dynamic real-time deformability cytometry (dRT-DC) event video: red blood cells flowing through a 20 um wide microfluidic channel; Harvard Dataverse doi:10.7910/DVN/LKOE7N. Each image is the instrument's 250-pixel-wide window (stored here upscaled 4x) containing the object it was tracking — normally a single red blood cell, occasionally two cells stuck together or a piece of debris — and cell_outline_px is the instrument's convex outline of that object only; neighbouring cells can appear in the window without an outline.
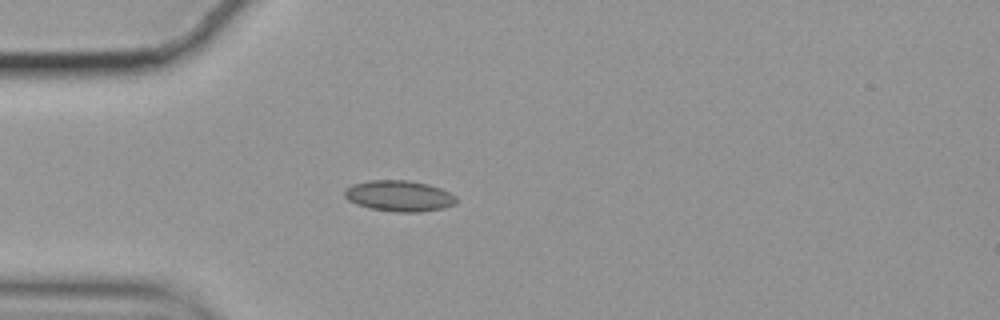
{"species": "common noctule bat (a hibernating species)", "species_latin": "Nyctalus noctula", "temperature_condition": "cold", "stored_images_in_passage": 43, "camera_frame_rate_fps": 3000, "um_per_image_px": 0.085, "animal": {"sex": "female", "body_mass_g": 19.9}, "frame": {"image": 1, "passage_image": 10, "time_ms": 3.0, "image_size_px": [1000, 320], "cell_outline_px": [[456, 204], [444, 208], [420, 212], [396, 212], [368, 208], [356, 204], [348, 200], [344, 196], [344, 188], [352, 184], [368, 180], [408, 180], [428, 184], [440, 188], [456, 196]], "centroid_in_image_um": [33.9, 16.65], "position_along_channel_um": 51.1, "area_um2": 20.35}}
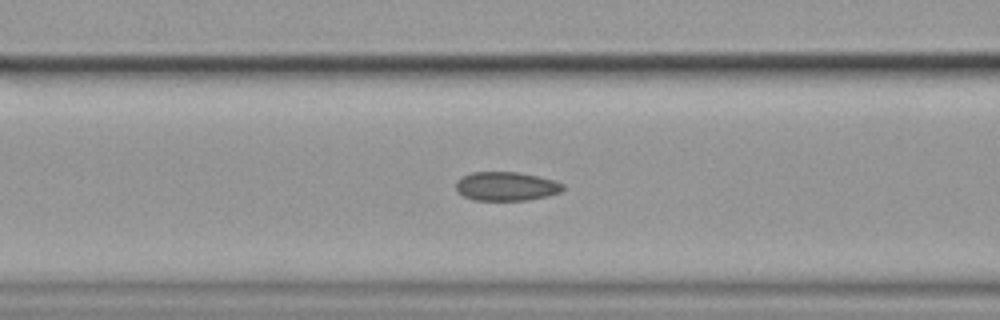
{"frame": {"image": 2, "passage_image": 17, "time_ms": 5.333, "image_size_px": [1000, 320], "cell_outline_px": [[564, 188], [560, 192], [548, 196], [528, 200], [476, 200], [464, 196], [456, 188], [456, 180], [460, 176], [472, 172], [520, 172], [552, 180], [564, 184]], "centroid_in_image_um": [43.02, 15.83], "position_along_channel_um": 123.6, "area_um2": 17.98}}
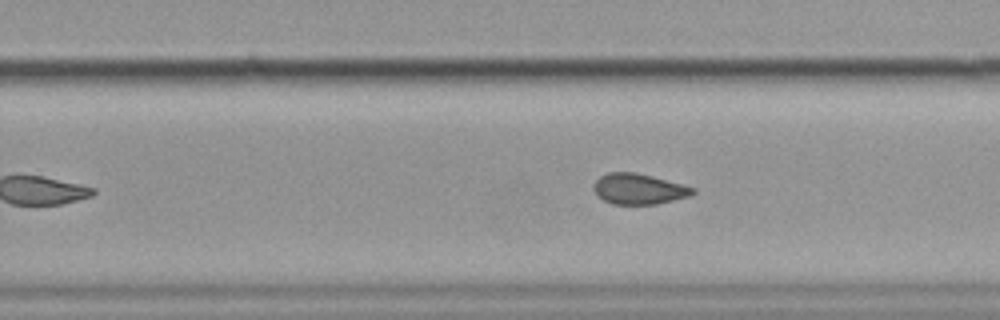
{"frame": {"image": 3, "passage_image": 30, "time_ms": 9.667, "image_size_px": [1000, 320], "cell_outline_px": [[696, 192], [692, 196], [656, 204], [612, 204], [604, 200], [592, 188], [596, 180], [600, 176], [608, 172], [636, 172], [652, 176], [696, 188]], "centroid_in_image_um": [54.32, 16.06], "position_along_channel_um": 275.5, "area_um2": 17.69}, "authors_computed_cell_mechanics": {"area_um2": 18.3226, "velocity_mm_per_s": 3.5186, "shape_relaxation_time_tau1_ms": null, "shape_relaxation_time_tau2_ms": 2.0964, "deformation_change_tau1": null, "deformation_change_tau2": 0.0753}}